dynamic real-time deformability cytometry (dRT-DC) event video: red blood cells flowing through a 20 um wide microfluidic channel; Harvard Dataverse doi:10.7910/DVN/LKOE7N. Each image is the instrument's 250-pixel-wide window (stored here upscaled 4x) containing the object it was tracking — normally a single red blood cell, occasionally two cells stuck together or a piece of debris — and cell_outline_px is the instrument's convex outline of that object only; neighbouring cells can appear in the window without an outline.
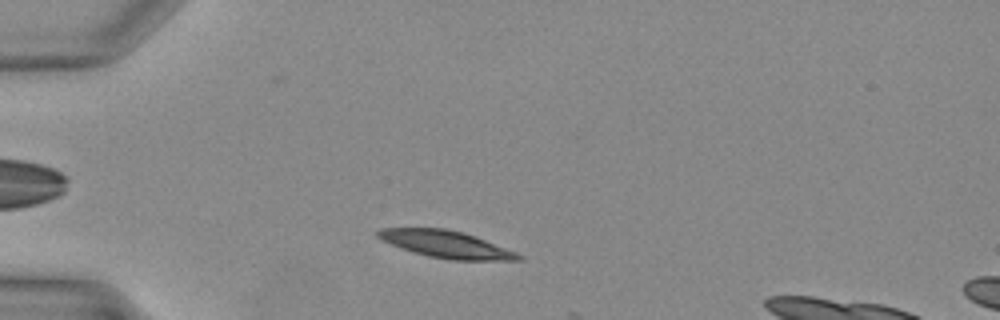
{"species": "Egyptian fruit bat (a non-hibernating species)", "species_latin": "Rousettus aegyptiacus", "temperature_condition": "warm", "stored_images_in_passage": 5, "camera_frame_rate_fps": 3000, "um_per_image_px": 0.085, "animal": {"sex": "female"}, "frame": {"image": 1, "passage_image": 4, "time_ms": 1.0, "image_size_px": [1000, 320], "cell_outline_px": [[524, 260], [452, 260], [428, 256], [380, 240], [376, 236], [376, 232], [380, 228], [444, 228], [464, 232], [476, 236], [516, 252], [524, 256]], "centroid_in_image_um": [37.95, 20.76], "position_along_channel_um": 47.0, "area_um2": 22.08}}